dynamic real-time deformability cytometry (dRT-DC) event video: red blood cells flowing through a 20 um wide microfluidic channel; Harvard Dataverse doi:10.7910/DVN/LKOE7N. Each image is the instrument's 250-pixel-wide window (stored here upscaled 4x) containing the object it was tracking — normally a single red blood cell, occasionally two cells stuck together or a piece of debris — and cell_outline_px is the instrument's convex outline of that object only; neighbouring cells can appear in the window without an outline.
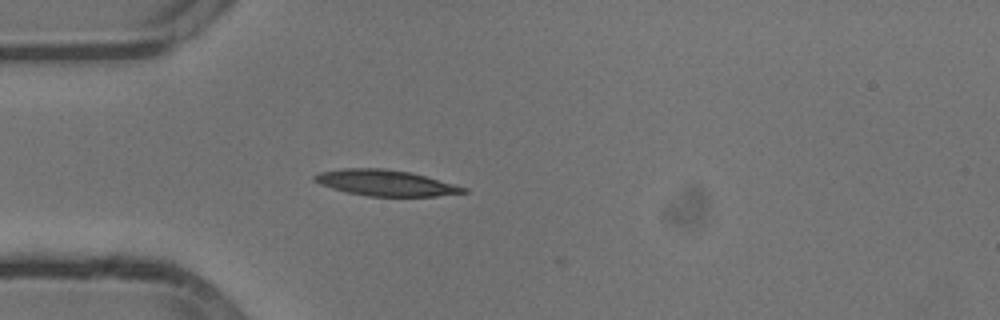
{"species": "common noctule bat (a hibernating species)", "species_latin": "Nyctalus noctula", "temperature_condition": "cold", "stored_images_in_passage": 6, "camera_frame_rate_fps": 3000, "um_per_image_px": 0.085, "animal": {"sex": "male", "body_mass_g": 13.3}, "frame": {"image": 1, "passage_image": 4, "time_ms": 1.0, "image_size_px": [1000, 320], "cell_outline_px": [[468, 192], [436, 196], [368, 196], [344, 192], [320, 184], [312, 180], [312, 176], [320, 172], [344, 168], [384, 168], [408, 172], [424, 176], [468, 188]], "centroid_in_image_um": [32.72, 15.55], "position_along_channel_um": 52.3, "area_um2": 22.37}}